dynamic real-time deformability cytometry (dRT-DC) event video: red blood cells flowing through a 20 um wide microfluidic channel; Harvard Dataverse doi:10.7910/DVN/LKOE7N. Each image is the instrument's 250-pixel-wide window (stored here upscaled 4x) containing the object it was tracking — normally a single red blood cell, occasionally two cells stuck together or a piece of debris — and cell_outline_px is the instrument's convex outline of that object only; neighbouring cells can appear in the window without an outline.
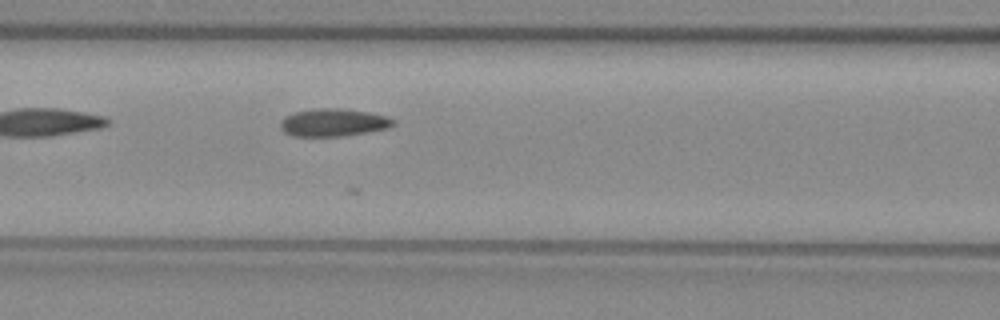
{"species": "common noctule bat (a hibernating species)", "species_latin": "Nyctalus noctula", "temperature_condition": "warm", "stored_images_in_passage": 18, "camera_frame_rate_fps": 3000, "um_per_image_px": 0.085, "animal": {"sex": "female", "body_mass_g": 29.2, "forearm_length_mm": 56.3}, "frame": {"image": 1, "passage_image": 9, "time_ms": 2.667, "image_size_px": [1000, 320], "cell_outline_px": [[396, 120], [388, 128], [340, 136], [292, 136], [284, 132], [280, 128], [280, 120], [284, 116], [292, 112], [316, 108], [340, 108], [368, 112], [388, 116]], "centroid_in_image_um": [28.28, 10.4], "position_along_channel_um": 138.3, "area_um2": 18.26}}